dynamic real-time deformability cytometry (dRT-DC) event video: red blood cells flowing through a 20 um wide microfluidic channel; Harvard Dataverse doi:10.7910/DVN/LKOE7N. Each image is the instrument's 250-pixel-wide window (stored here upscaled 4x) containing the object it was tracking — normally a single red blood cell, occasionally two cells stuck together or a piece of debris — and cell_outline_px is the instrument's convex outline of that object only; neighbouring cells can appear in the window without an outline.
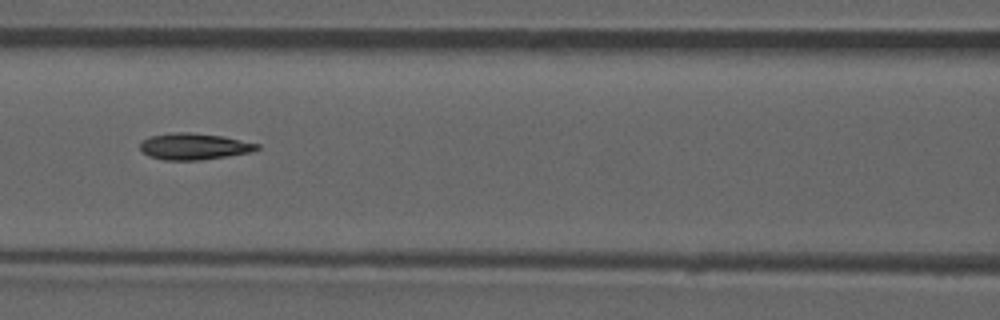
{"species": "common noctule bat (a hibernating species)", "species_latin": "Nyctalus noctula", "temperature_condition": "room temperature", "stored_images_in_passage": 52, "camera_frame_rate_fps": 3000, "um_per_image_px": 0.085, "animal": {"sex": "male", "forearm_length_mm": 52.5}, "frame": {"image": 1, "passage_image": 23, "time_ms": 7.333, "image_size_px": [1000, 320], "cell_outline_px": [[260, 148], [252, 152], [228, 156], [200, 160], [164, 160], [148, 156], [140, 148], [140, 140], [148, 136], [172, 132], [188, 132], [224, 136], [260, 144]], "centroid_in_image_um": [16.48, 12.44], "position_along_channel_um": 150.1, "area_um2": 18.26}, "authors_computed_cell_mechanics": {"area_um2": 17.918, "velocity_mm_per_s": 3.8984, "shape_relaxation_time_tau1_ms": 7.8922, "shape_relaxation_time_tau2_ms": 4.8588, "deformation_change_tau1": 0.2024, "deformation_change_tau2": 0.1159}}